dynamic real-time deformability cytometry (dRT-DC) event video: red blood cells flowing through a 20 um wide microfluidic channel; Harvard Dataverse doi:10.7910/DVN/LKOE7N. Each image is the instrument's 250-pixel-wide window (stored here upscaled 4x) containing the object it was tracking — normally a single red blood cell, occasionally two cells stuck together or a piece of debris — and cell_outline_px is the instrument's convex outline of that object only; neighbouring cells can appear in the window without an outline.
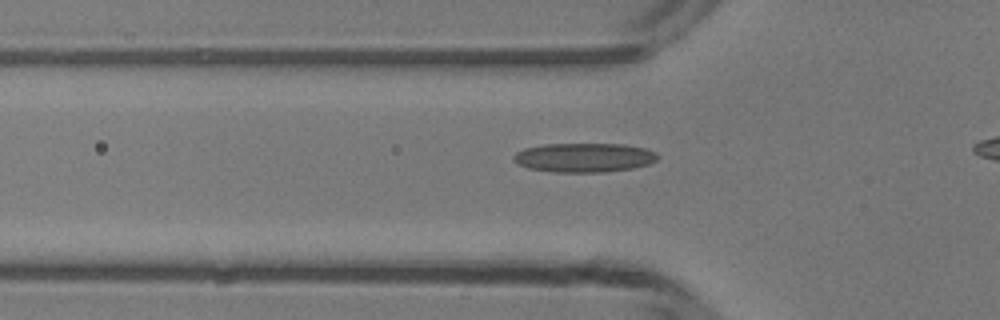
{"species": "common noctule bat (a hibernating species)", "species_latin": "Nyctalus noctula", "temperature_condition": "room temperature", "stored_images_in_passage": 25, "camera_frame_rate_fps": 3000, "um_per_image_px": 0.085, "animal": {"sex": "male", "body_mass_g": 13.3}, "frame": {"image": 1, "passage_image": 3, "time_ms": 0.667, "image_size_px": [1000, 320], "cell_outline_px": [[660, 156], [656, 160], [648, 164], [632, 168], [604, 172], [552, 172], [528, 168], [520, 164], [512, 156], [516, 152], [524, 148], [544, 144], [624, 144], [644, 148], [656, 152]], "centroid_in_image_um": [49.66, 13.39], "position_along_channel_um": 76.1, "area_um2": 24.45}}
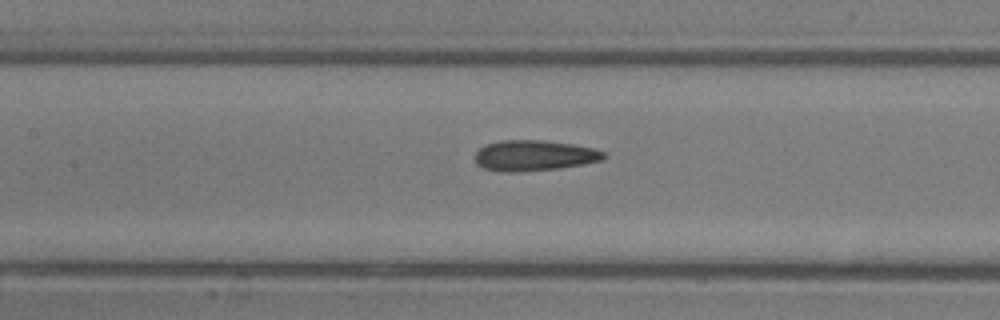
{"frame": {"image": 2, "passage_image": 9, "time_ms": 2.667, "image_size_px": [1000, 320], "cell_outline_px": [[608, 156], [600, 160], [584, 164], [560, 168], [520, 172], [500, 172], [484, 168], [476, 164], [476, 152], [484, 144], [504, 140], [544, 140], [572, 144], [596, 148], [604, 152]], "centroid_in_image_um": [45.41, 13.22], "position_along_channel_um": 162.0, "area_um2": 23.18}}
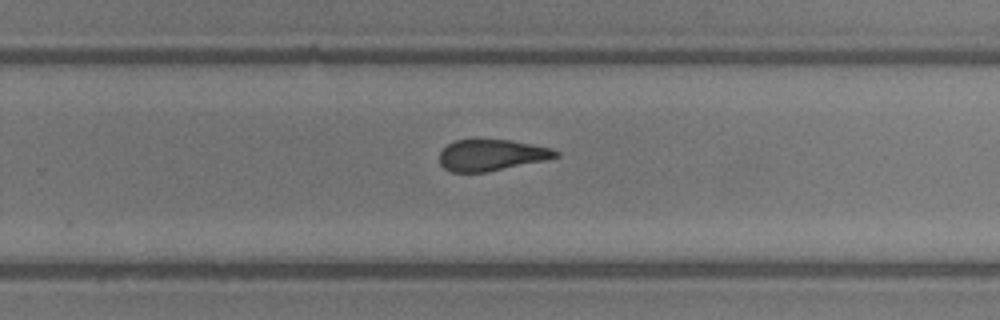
{"frame": {"image": 3, "passage_image": 18, "time_ms": 5.667, "image_size_px": [1000, 320], "cell_outline_px": [[560, 156], [544, 160], [484, 172], [452, 172], [444, 168], [440, 164], [440, 152], [452, 140], [512, 140], [552, 148], [560, 152]], "centroid_in_image_um": [41.77, 13.17], "position_along_channel_um": 288.0, "area_um2": 20.98}}